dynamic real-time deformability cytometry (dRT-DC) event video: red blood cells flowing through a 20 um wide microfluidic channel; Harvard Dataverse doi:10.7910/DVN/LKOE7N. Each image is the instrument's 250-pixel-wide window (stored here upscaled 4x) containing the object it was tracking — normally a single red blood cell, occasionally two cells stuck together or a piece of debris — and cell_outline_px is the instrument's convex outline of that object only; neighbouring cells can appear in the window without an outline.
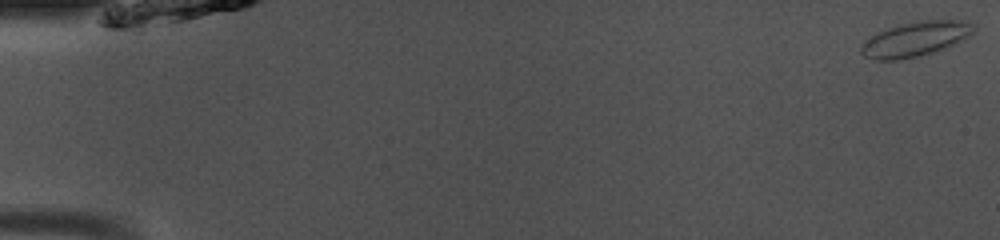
{"species": "common noctule bat (a hibernating species)", "species_latin": "Nyctalus noctula", "temperature_condition": "room temperature", "stored_images_in_passage": 50, "camera_frame_rate_fps": 3000, "um_per_image_px": 0.085, "animal": {"sex": "male", "body_mass_g": 13.0, "forearm_length_mm": 53.1}, "frame": {"image": 1, "passage_image": 1, "time_ms": 0.0, "image_size_px": [1000, 240], "cell_outline_px": [[976, 28], [972, 32], [948, 48], [936, 52], [920, 56], [900, 60], [876, 60], [864, 56], [860, 52], [860, 48], [864, 40], [888, 28], [900, 24], [916, 20], [968, 20], [976, 24]], "centroid_in_image_um": [77.83, 3.32], "position_along_channel_um": 7.2, "area_um2": 23.0}}
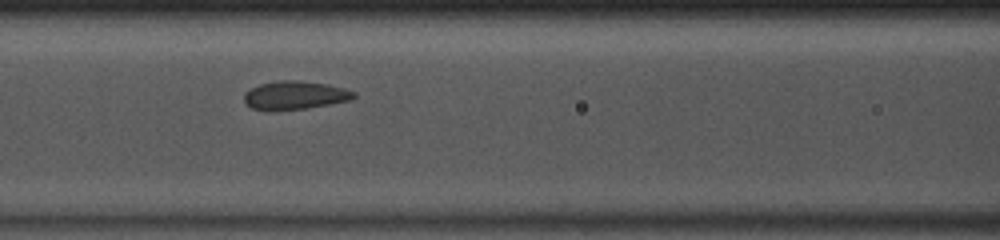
{"frame": {"image": 2, "passage_image": 22, "time_ms": 7.0, "image_size_px": [1000, 240], "cell_outline_px": [[356, 96], [348, 100], [328, 104], [304, 108], [252, 108], [244, 100], [244, 92], [260, 84], [276, 80], [300, 80], [328, 84], [344, 88], [356, 92]], "centroid_in_image_um": [25.1, 8.04], "position_along_channel_um": 141.5, "area_um2": 17.51}}
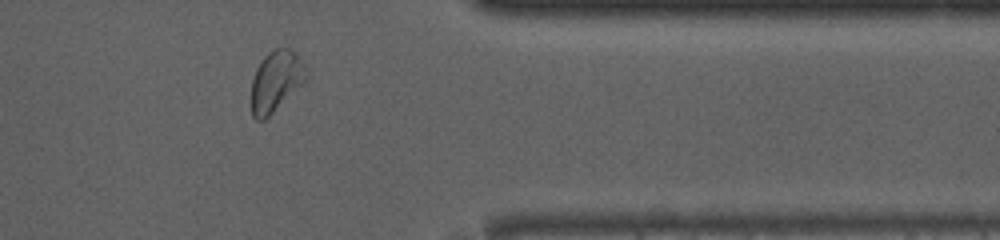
{"frame": {"image": 3, "passage_image": 41, "time_ms": 13.333, "image_size_px": [1000, 240], "cell_outline_px": [[308, 80], [264, 120], [256, 120], [252, 116], [252, 80], [256, 68], [264, 56], [272, 48], [288, 48], [296, 52], [300, 56], [308, 72]], "centroid_in_image_um": [23.49, 6.87], "position_along_channel_um": 387.9, "area_um2": 19.71}, "authors_computed_cell_mechanics": {"area_um2": 19.1607, "velocity_mm_per_s": 4.0586, "shape_relaxation_time_tau1_ms": 4.6378, "shape_relaxation_time_tau2_ms": 1.0903, "deformation_change_tau1": 0.1089, "deformation_change_tau2": 0.0498}}